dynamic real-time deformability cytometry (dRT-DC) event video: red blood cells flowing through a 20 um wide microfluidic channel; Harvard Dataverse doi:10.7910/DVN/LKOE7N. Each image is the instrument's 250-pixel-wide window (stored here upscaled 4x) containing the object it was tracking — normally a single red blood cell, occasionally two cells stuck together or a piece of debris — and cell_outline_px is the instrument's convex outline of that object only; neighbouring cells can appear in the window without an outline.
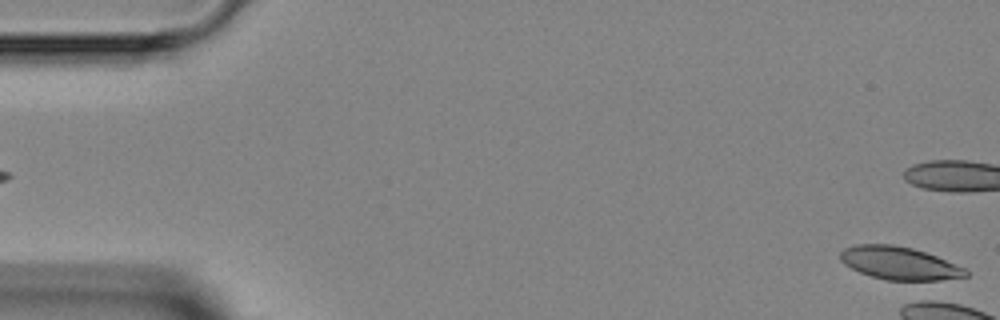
{"species": "Egyptian fruit bat (a non-hibernating species)", "species_latin": "Rousettus aegyptiacus", "temperature_condition": "room temperature", "stored_images_in_passage": 5, "camera_frame_rate_fps": 3000, "um_per_image_px": 0.085, "animal": {"sex": "female"}, "frame": {"image": 1, "passage_image": 1, "time_ms": 0.0, "image_size_px": [1000, 320], "cell_outline_px": [[968, 276], [932, 284], [920, 284], [884, 280], [860, 272], [844, 264], [840, 260], [840, 252], [844, 248], [856, 244], [892, 244], [912, 248], [936, 256], [964, 268], [968, 272]], "centroid_in_image_um": [76.52, 22.44], "position_along_channel_um": 8.5, "area_um2": 25.14}}